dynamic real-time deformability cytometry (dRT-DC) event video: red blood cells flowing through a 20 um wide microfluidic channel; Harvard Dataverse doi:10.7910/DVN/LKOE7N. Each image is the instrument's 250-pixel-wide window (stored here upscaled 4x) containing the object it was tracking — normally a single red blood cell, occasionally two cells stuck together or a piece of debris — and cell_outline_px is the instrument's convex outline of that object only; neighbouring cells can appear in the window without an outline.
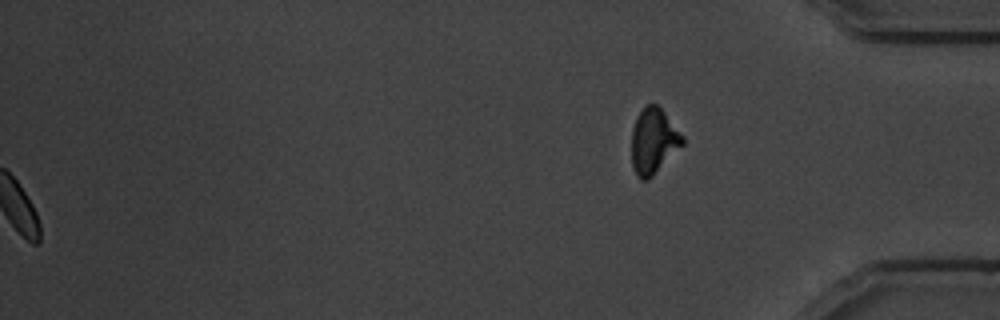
{"species": "common noctule bat (a hibernating species)", "species_latin": "Nyctalus noctula", "temperature_condition": "warm", "stored_images_in_passage": 55, "segment_of_instrument_passage": [2, 2], "camera_frame_rate_fps": 3000, "um_per_image_px": 0.085, "animal": {"sex": "male", "body_mass_g": 19.5, "forearm_length_mm": 54.6}, "frame": {"image": 1, "passage_image": 55, "time_ms": 18.0, "image_size_px": [1000, 320], "cell_outline_px": [[684, 144], [648, 180], [640, 180], [636, 176], [632, 168], [632, 128], [636, 116], [644, 104], [656, 104], [664, 112], [684, 136]], "centroid_in_image_um": [55.53, 11.99], "position_along_channel_um": 379.7, "area_um2": 19.59}}